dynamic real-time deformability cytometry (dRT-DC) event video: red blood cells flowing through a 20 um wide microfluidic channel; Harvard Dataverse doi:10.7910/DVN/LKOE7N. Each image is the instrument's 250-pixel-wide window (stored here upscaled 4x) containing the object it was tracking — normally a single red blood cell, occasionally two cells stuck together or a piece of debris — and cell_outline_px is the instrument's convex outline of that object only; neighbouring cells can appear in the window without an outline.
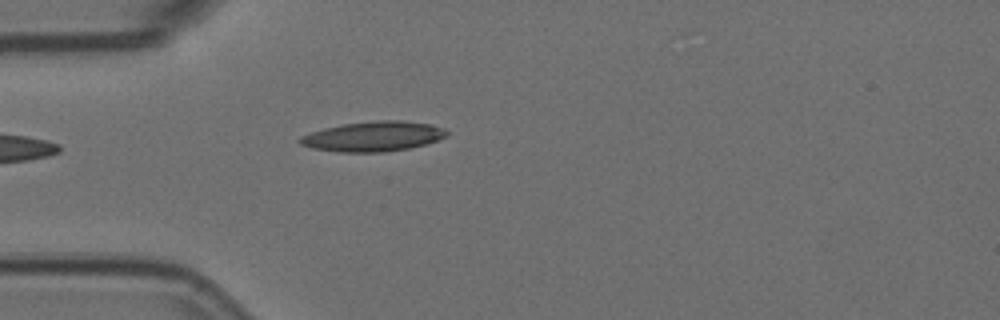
{"species": "Egyptian fruit bat (a non-hibernating species)", "species_latin": "Rousettus aegyptiacus", "temperature_condition": "room temperature", "stored_images_in_passage": 3, "camera_frame_rate_fps": 3000, "um_per_image_px": 0.085, "animal": {"sex": "female"}, "frame": {"image": 1, "passage_image": 3, "time_ms": 0.667, "image_size_px": [1000, 320], "cell_outline_px": [[448, 136], [424, 144], [408, 148], [384, 152], [336, 152], [312, 148], [300, 144], [296, 140], [300, 136], [324, 128], [344, 124], [380, 120], [400, 120], [432, 124], [444, 128], [448, 132]], "centroid_in_image_um": [31.71, 11.59], "position_along_channel_um": 53.3, "area_um2": 25.61}}